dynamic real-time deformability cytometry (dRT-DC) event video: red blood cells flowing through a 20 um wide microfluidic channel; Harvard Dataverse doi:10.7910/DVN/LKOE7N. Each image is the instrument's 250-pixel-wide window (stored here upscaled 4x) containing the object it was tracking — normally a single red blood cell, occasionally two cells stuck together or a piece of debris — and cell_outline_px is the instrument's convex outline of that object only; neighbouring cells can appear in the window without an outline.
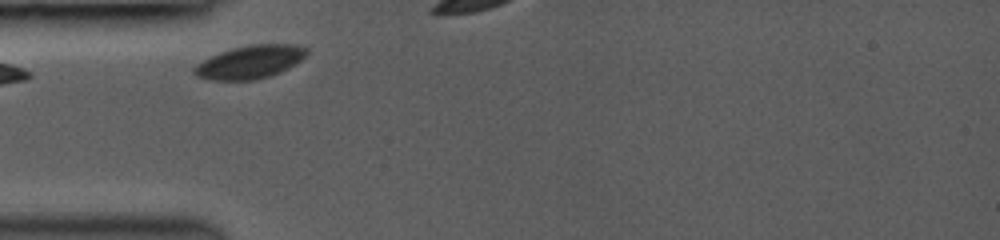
{"species": "common noctule bat (a hibernating species)", "species_latin": "Nyctalus noctula", "temperature_condition": "room temperature", "stored_images_in_passage": 2, "camera_frame_rate_fps": 3000, "um_per_image_px": 0.085, "animal": {"sex": "female", "body_mass_g": 19.0, "forearm_length_mm": 53.3}, "frame": {"image": 1, "passage_image": 1, "time_ms": 0.0, "image_size_px": [1000, 240], "cell_outline_px": [[308, 52], [300, 60], [288, 68], [280, 72], [256, 80], [208, 80], [196, 76], [192, 72], [192, 68], [196, 64], [220, 52], [232, 48], [248, 44], [292, 44], [308, 48]], "centroid_in_image_um": [21.22, 5.27], "position_along_channel_um": 63.8, "area_um2": 21.73}}